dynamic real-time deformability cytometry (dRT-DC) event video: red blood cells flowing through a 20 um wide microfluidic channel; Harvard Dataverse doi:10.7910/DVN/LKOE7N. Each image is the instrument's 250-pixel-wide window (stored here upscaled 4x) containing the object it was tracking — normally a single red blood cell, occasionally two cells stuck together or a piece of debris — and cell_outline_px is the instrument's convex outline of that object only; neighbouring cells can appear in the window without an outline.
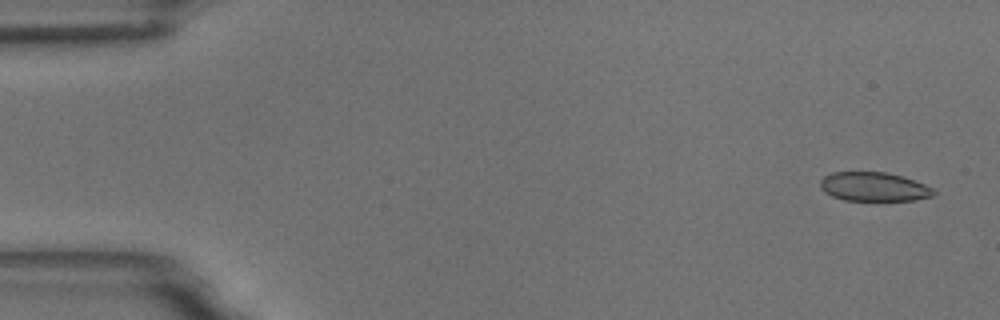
{"species": "common noctule bat (a hibernating species)", "species_latin": "Nyctalus noctula", "temperature_condition": "room temperature", "stored_images_in_passage": 58, "camera_frame_rate_fps": 3000, "um_per_image_px": 0.085, "animal": {"sex": "male", "body_mass_g": 18.8}, "frame": {"image": 1, "passage_image": 2, "time_ms": 0.333, "image_size_px": [1000, 320], "cell_outline_px": [[936, 192], [932, 196], [916, 200], [844, 200], [832, 196], [824, 192], [820, 188], [820, 180], [824, 176], [832, 172], [884, 172], [900, 176], [924, 184], [932, 188]], "centroid_in_image_um": [74.24, 15.87], "position_along_channel_um": 10.8, "area_um2": 19.02}}
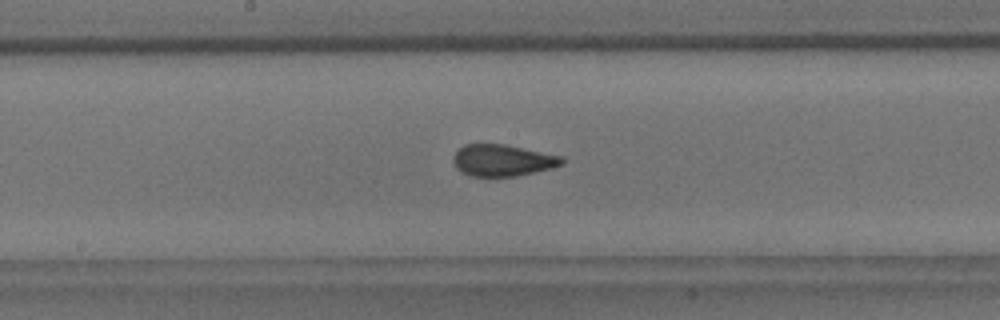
{"frame": {"image": 2, "passage_image": 30, "time_ms": 9.667, "image_size_px": [1000, 320], "cell_outline_px": [[564, 164], [552, 168], [516, 176], [472, 176], [456, 168], [452, 160], [452, 156], [464, 144], [504, 144], [560, 156], [564, 160]], "centroid_in_image_um": [42.7, 13.63], "position_along_channel_um": 205.5, "area_um2": 19.83}}
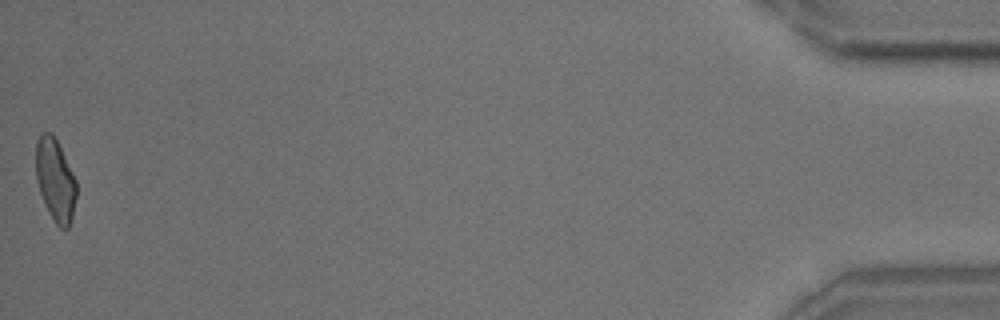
{"frame": {"image": 3, "passage_image": 58, "time_ms": 19.0, "image_size_px": [1000, 320], "cell_outline_px": [[76, 196], [72, 216], [68, 228], [60, 228], [56, 224], [48, 212], [44, 204], [36, 180], [36, 140], [44, 132], [52, 132], [76, 180]], "centroid_in_image_um": [4.68, 15.31], "position_along_channel_um": 430.5, "area_um2": 19.25}, "authors_computed_cell_mechanics": {"area_um2": 20.2589, "velocity_mm_per_s": 3.4478, "shape_relaxation_time_tau1_ms": 4.9939, "shape_relaxation_time_tau2_ms": 1.2411, "deformation_change_tau1": 0.1207, "deformation_change_tau2": 0.0537}}